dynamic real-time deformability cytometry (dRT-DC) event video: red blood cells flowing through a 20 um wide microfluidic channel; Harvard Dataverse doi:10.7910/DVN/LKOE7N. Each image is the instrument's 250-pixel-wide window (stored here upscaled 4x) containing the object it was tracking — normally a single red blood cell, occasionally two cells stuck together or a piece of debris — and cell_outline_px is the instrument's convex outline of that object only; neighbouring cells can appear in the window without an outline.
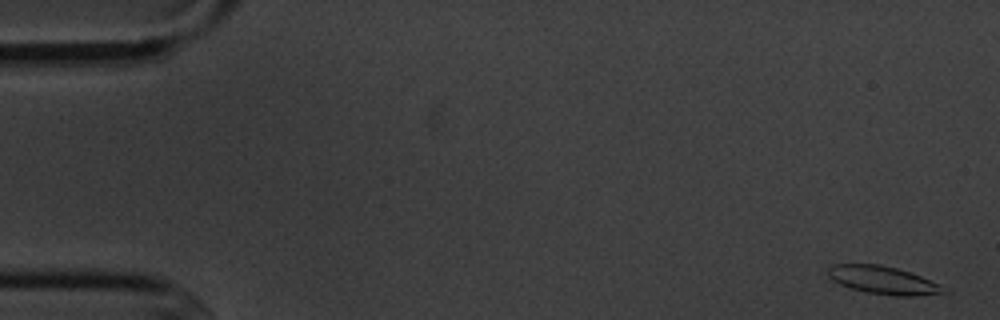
{"species": "common noctule bat (a hibernating species)", "species_latin": "Nyctalus noctula", "temperature_condition": "cold", "stored_images_in_passage": 5, "camera_frame_rate_fps": 3000, "um_per_image_px": 0.085, "animal": {"sex": "male", "body_mass_g": 20.1, "forearm_length_mm": 53.5}, "frame": {"image": 1, "passage_image": 1, "time_ms": 0.0, "image_size_px": [1000, 320], "cell_outline_px": [[952, 292], [916, 296], [896, 296], [868, 292], [848, 288], [832, 280], [828, 276], [828, 268], [832, 264], [880, 264], [896, 268], [920, 276], [940, 284], [948, 288]], "centroid_in_image_um": [75.1, 23.82], "position_along_channel_um": 9.9, "area_um2": 18.96}}